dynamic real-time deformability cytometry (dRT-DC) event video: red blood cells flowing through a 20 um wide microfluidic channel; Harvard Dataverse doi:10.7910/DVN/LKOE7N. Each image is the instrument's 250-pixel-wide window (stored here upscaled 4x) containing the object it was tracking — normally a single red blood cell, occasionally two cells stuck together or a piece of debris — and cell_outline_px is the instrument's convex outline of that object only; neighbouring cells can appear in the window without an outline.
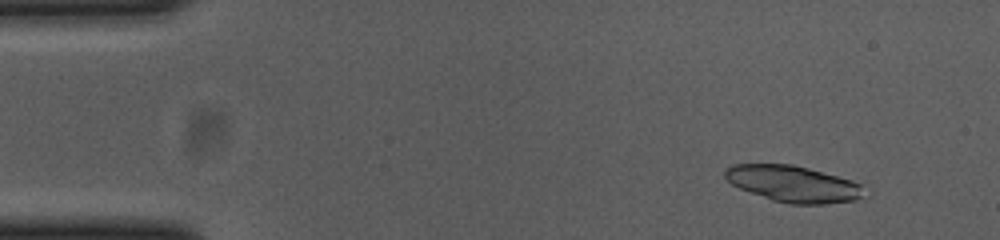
{"species": "common noctule bat (a hibernating species)", "species_latin": "Nyctalus noctula", "temperature_condition": "cold", "stored_images_in_passage": 54, "camera_frame_rate_fps": 3000, "um_per_image_px": 0.085, "animal": {"sex": "female", "body_mass_g": 23.0, "forearm_length_mm": 53.4}, "frame": {"image": 1, "passage_image": 5, "time_ms": 1.333, "image_size_px": [1000, 240], "cell_outline_px": [[860, 196], [856, 200], [824, 204], [788, 204], [772, 200], [740, 188], [732, 184], [724, 176], [724, 172], [732, 164], [792, 164], [808, 168], [852, 180], [860, 184]], "centroid_in_image_um": [67.37, 15.62], "position_along_channel_um": 17.6, "area_um2": 29.02}}
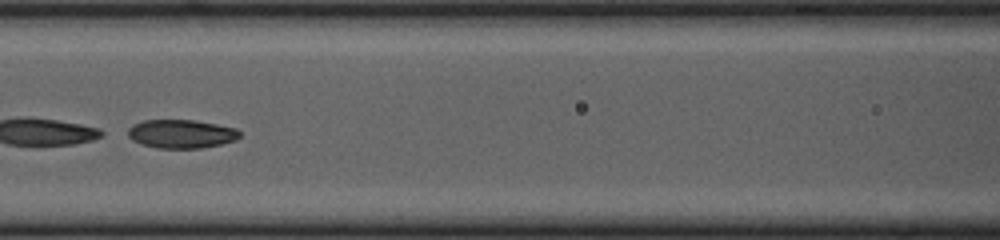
{"frame": {"image": 2, "passage_image": 24, "time_ms": 7.667, "image_size_px": [1000, 240], "cell_outline_px": [[240, 136], [236, 140], [220, 144], [200, 148], [156, 148], [132, 140], [128, 136], [128, 128], [132, 124], [144, 120], [196, 120], [236, 128], [240, 132]], "centroid_in_image_um": [15.4, 11.37], "position_along_channel_um": 151.2, "area_um2": 18.61}}
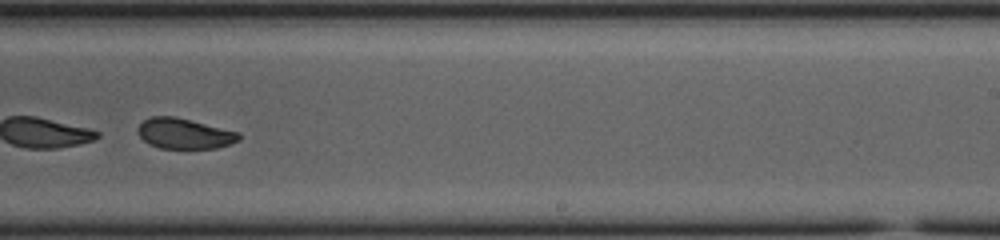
{"frame": {"image": 3, "passage_image": 34, "time_ms": 11.0, "image_size_px": [1000, 240], "cell_outline_px": [[240, 140], [216, 148], [160, 148], [148, 144], [136, 132], [136, 128], [144, 120], [152, 116], [176, 116], [240, 132]], "centroid_in_image_um": [15.65, 11.34], "position_along_channel_um": 273.3, "area_um2": 18.03}, "authors_computed_cell_mechanics": {"area_um2": 29.3913, "velocity_mm_per_s": 3.6707, "shape_relaxation_time_tau1_ms": 0.9886, "shape_relaxation_time_tau2_ms": 3.0839, "deformation_change_tau1": 0.2841, "deformation_change_tau2": 0.0713}}